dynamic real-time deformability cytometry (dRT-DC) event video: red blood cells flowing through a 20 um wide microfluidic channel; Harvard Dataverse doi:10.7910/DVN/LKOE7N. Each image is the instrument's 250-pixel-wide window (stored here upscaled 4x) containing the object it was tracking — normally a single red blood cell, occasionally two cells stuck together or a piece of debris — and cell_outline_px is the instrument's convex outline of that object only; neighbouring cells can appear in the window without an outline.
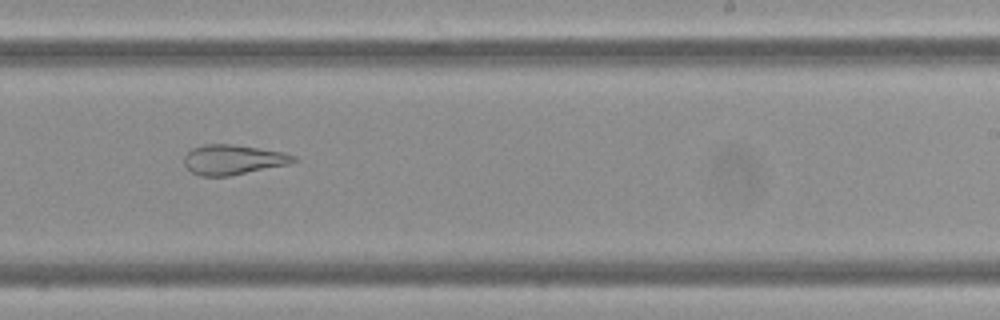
{"species": "Egyptian fruit bat (a non-hibernating species)", "species_latin": "Rousettus aegyptiacus", "temperature_condition": "cold", "stored_images_in_passage": 11, "camera_frame_rate_fps": 3000, "um_per_image_px": 0.085, "frame": {"image": 1, "passage_image": 10, "time_ms": 3.0, "image_size_px": [1000, 320], "cell_outline_px": [[300, 160], [288, 164], [228, 176], [200, 176], [192, 172], [184, 164], [184, 156], [192, 148], [204, 144], [232, 144], [284, 152], [296, 156]], "centroid_in_image_um": [19.82, 13.56], "position_along_channel_um": 269.2, "area_um2": 19.02}}